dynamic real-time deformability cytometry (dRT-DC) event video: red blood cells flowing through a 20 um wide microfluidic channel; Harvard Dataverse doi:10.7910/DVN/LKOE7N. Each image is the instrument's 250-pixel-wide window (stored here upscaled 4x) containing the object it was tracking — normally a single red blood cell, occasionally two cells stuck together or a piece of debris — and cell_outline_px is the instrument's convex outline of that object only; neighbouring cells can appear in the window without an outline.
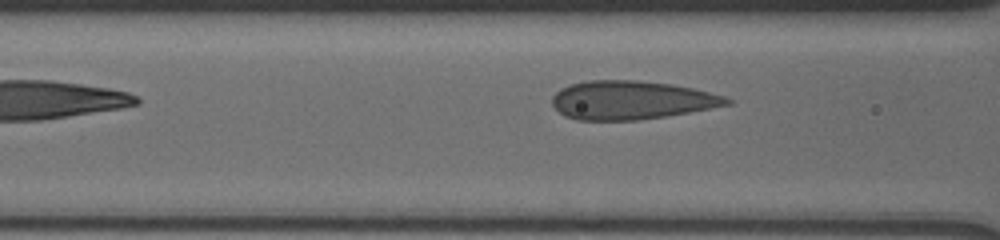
{"species": "human", "species_latin": "Homo sapiens", "temperature_condition": "cold", "stored_images_in_passage": 7, "segment_of_instrument_passage": [2, 2], "camera_frame_rate_fps": 3000, "um_per_image_px": 0.085, "donor": {"sex": "male"}, "frame": {"image": 1, "passage_image": 7, "time_ms": 5.667, "image_size_px": [1000, 240], "cell_outline_px": [[732, 104], [688, 112], [664, 116], [636, 120], [576, 120], [564, 116], [552, 104], [552, 96], [560, 88], [572, 84], [588, 80], [640, 80], [672, 84], [692, 88], [724, 96], [732, 100]], "centroid_in_image_um": [53.63, 8.5], "position_along_channel_um": 113.0, "area_um2": 39.13}}